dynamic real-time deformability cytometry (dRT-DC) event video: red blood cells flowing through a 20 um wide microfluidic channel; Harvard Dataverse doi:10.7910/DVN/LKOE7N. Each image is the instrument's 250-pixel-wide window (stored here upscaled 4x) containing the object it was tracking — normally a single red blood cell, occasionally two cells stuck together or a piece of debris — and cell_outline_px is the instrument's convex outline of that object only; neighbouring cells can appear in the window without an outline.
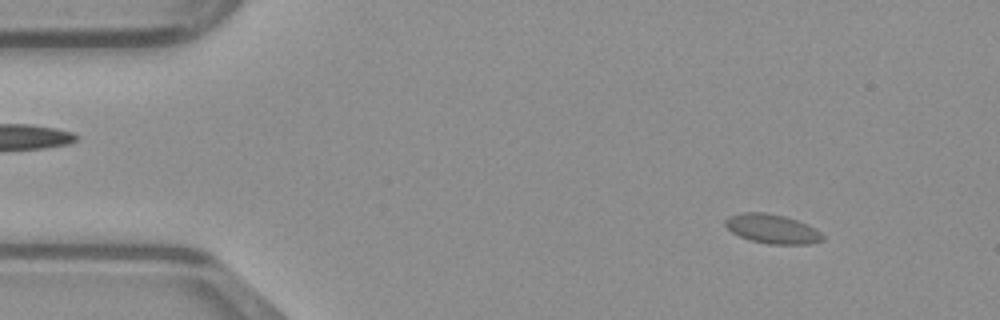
{"species": "common noctule bat (a hibernating species)", "species_latin": "Nyctalus noctula", "temperature_condition": "warm", "stored_images_in_passage": 48, "camera_frame_rate_fps": 3000, "um_per_image_px": 0.085, "animal": {"sex": "male", "body_mass_g": 23.1, "forearm_length_mm": 52.7}, "frame": {"image": 1, "passage_image": 5, "time_ms": 1.333, "image_size_px": [1000, 320], "cell_outline_px": [[824, 240], [808, 244], [768, 244], [752, 240], [740, 236], [732, 232], [724, 224], [724, 220], [728, 216], [740, 212], [768, 212], [784, 216], [808, 224], [816, 228], [824, 236]], "centroid_in_image_um": [65.64, 19.44], "position_along_channel_um": 19.4, "area_um2": 16.7}}
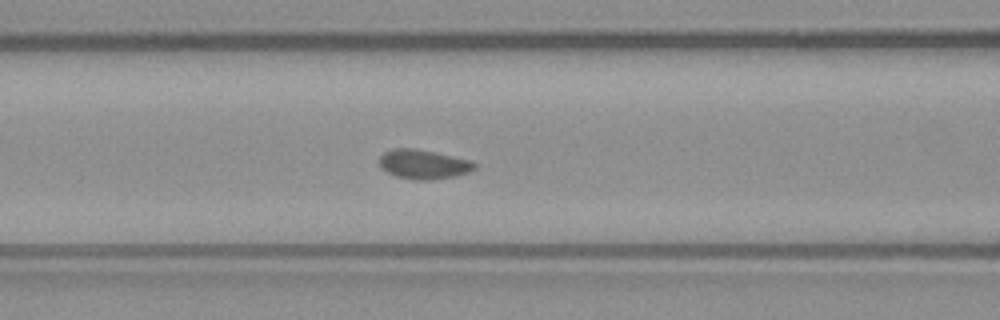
{"frame": {"image": 2, "passage_image": 19, "time_ms": 6.0, "image_size_px": [1000, 320], "cell_outline_px": [[476, 168], [468, 172], [456, 176], [432, 180], [416, 180], [396, 176], [380, 168], [380, 156], [384, 152], [392, 148], [416, 148], [436, 152], [468, 160], [476, 164]], "centroid_in_image_um": [35.97, 13.96], "position_along_channel_um": 130.6, "area_um2": 16.3}}
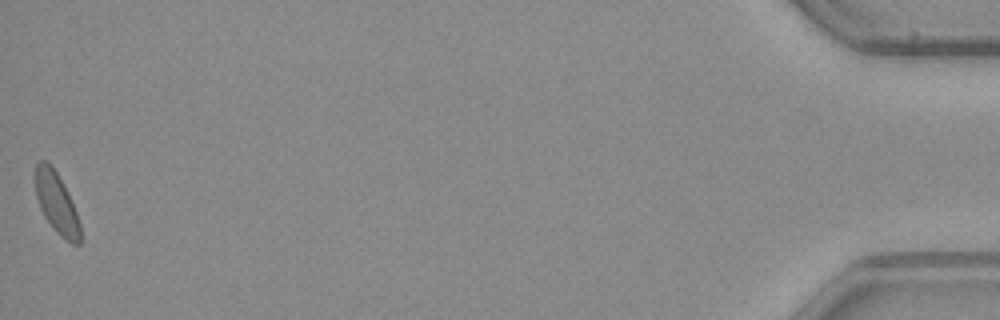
{"frame": {"image": 3, "passage_image": 48, "time_ms": 15.667, "image_size_px": [1000, 320], "cell_outline_px": [[80, 244], [72, 244], [60, 236], [56, 232], [44, 216], [40, 208], [36, 196], [36, 164], [40, 160], [48, 160], [52, 164], [76, 212], [80, 224]], "centroid_in_image_um": [4.79, 17.27], "position_along_channel_um": 430.4, "area_um2": 15.55}}